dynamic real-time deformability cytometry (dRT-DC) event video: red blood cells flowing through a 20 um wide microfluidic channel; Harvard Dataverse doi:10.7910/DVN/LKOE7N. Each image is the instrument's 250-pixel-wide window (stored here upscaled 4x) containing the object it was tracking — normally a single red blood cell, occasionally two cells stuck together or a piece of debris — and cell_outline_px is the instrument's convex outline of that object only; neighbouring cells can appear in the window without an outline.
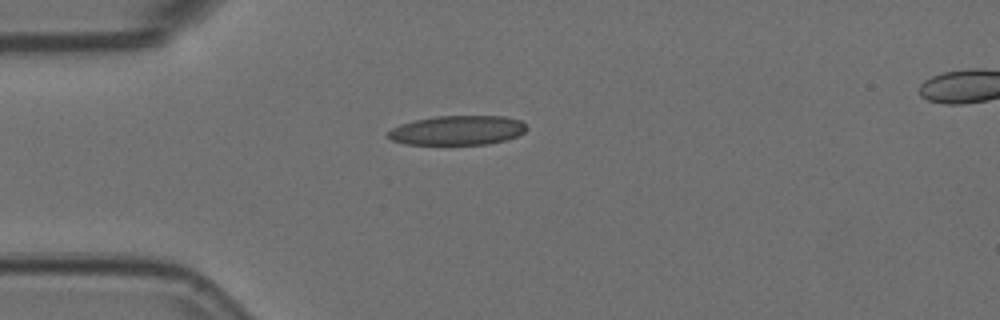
{"species": "Egyptian fruit bat (a non-hibernating species)", "species_latin": "Rousettus aegyptiacus", "temperature_condition": "room temperature", "stored_images_in_passage": 2, "segment_of_instrument_passage": [1, 2], "camera_frame_rate_fps": 3000, "um_per_image_px": 0.085, "animal": {"sex": "female"}, "frame": {"image": 1, "passage_image": 1, "time_ms": 0.0, "image_size_px": [1000, 320], "cell_outline_px": [[528, 128], [524, 132], [516, 136], [504, 140], [488, 144], [408, 144], [392, 140], [388, 136], [388, 132], [392, 128], [400, 124], [416, 120], [436, 116], [504, 116], [520, 120]], "centroid_in_image_um": [38.9, 11.07], "position_along_channel_um": 46.1, "area_um2": 23.52}}